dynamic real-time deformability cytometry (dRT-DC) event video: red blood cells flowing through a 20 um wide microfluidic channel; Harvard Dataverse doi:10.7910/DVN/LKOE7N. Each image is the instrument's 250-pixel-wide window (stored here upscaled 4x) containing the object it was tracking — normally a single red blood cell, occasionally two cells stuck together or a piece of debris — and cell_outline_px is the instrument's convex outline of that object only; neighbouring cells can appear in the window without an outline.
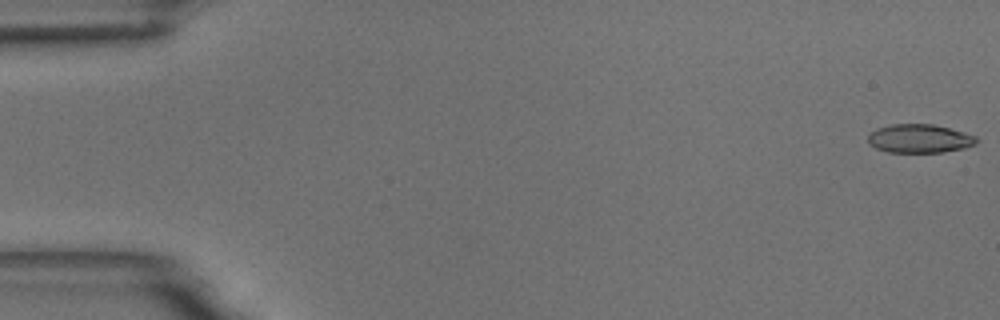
{"species": "common noctule bat (a hibernating species)", "species_latin": "Nyctalus noctula", "temperature_condition": "room temperature", "stored_images_in_passage": 51, "camera_frame_rate_fps": 3000, "um_per_image_px": 0.085, "animal": {"sex": "male", "body_mass_g": 18.8}, "frame": {"image": 1, "passage_image": 1, "time_ms": 0.0, "image_size_px": [1000, 320], "cell_outline_px": [[980, 140], [976, 144], [964, 148], [944, 152], [888, 152], [876, 148], [868, 144], [868, 136], [876, 128], [892, 124], [932, 124], [964, 132], [976, 136]], "centroid_in_image_um": [78.17, 11.78], "position_along_channel_um": 6.8, "area_um2": 18.15}}
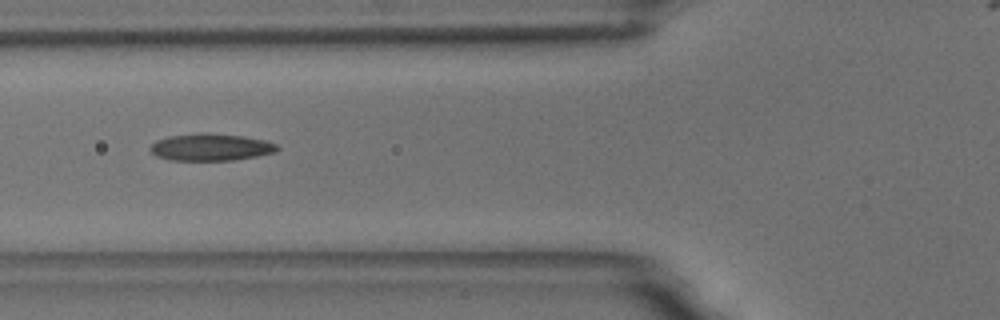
{"frame": {"image": 2, "passage_image": 21, "time_ms": 6.667, "image_size_px": [1000, 320], "cell_outline_px": [[280, 148], [276, 152], [256, 156], [232, 160], [172, 160], [156, 156], [148, 148], [156, 140], [168, 136], [196, 132], [208, 132], [244, 136], [264, 140], [276, 144]], "centroid_in_image_um": [17.9, 12.49], "position_along_channel_um": 107.9, "area_um2": 20.23}}
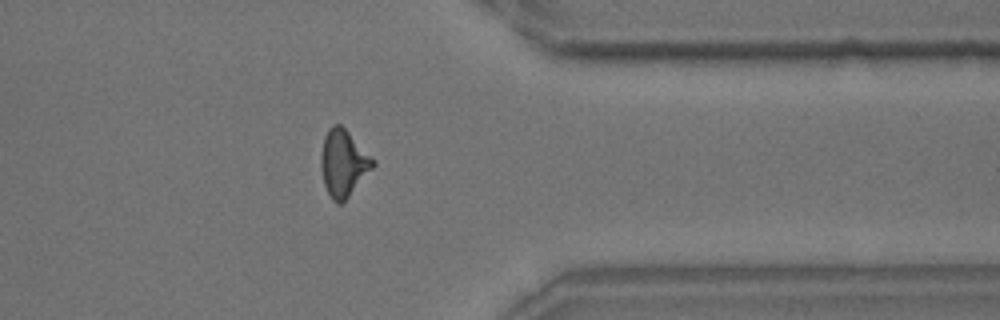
{"frame": {"image": 3, "passage_image": 44, "time_ms": 14.333, "image_size_px": [1000, 320], "cell_outline_px": [[376, 164], [348, 196], [340, 204], [336, 204], [332, 200], [324, 184], [320, 164], [320, 156], [324, 136], [328, 128], [332, 124], [340, 124], [376, 160]], "centroid_in_image_um": [29.17, 13.84], "position_along_channel_um": 382.2, "area_um2": 20.06}}